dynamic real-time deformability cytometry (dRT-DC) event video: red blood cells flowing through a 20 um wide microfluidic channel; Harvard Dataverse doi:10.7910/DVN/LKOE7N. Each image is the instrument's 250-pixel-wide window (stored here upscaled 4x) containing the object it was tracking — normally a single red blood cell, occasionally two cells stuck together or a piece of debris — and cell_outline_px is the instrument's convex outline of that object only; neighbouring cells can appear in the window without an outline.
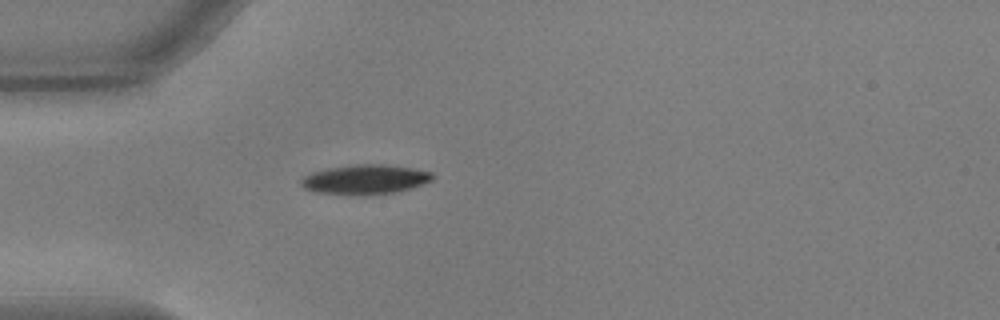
{"species": "common noctule bat (a hibernating species)", "species_latin": "Nyctalus noctula", "temperature_condition": "warm", "stored_images_in_passage": 41, "camera_frame_rate_fps": 3000, "um_per_image_px": 0.085, "animal": {"sex": "male", "body_mass_g": 17.9, "forearm_length_mm": 54.2}, "frame": {"image": 1, "passage_image": 1, "time_ms": 0.0, "image_size_px": [1000, 320], "cell_outline_px": [[436, 176], [432, 180], [424, 184], [396, 192], [320, 192], [304, 188], [300, 184], [300, 180], [304, 176], [312, 172], [328, 168], [356, 164], [384, 164], [412, 168], [432, 172]], "centroid_in_image_um": [31.09, 15.19], "position_along_channel_um": 53.9, "area_um2": 21.68}}
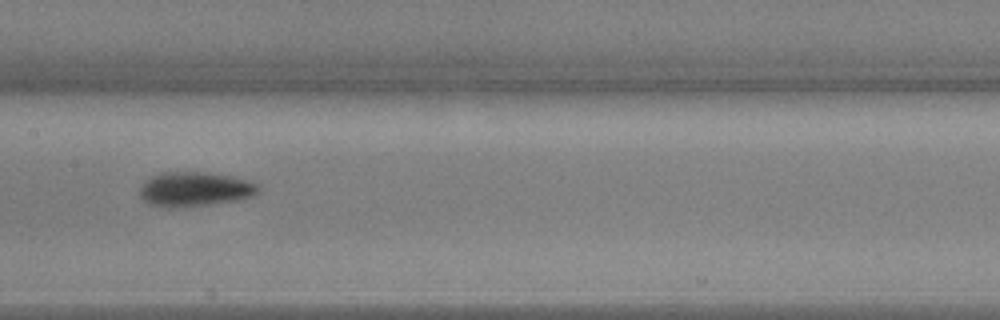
{"frame": {"image": 2, "passage_image": 13, "time_ms": 4.0, "image_size_px": [1000, 320], "cell_outline_px": [[260, 192], [252, 196], [236, 200], [208, 204], [176, 208], [168, 208], [152, 204], [144, 200], [140, 196], [140, 188], [144, 180], [160, 172], [208, 172], [232, 176], [248, 180], [260, 184]], "centroid_in_image_um": [16.58, 16.07], "position_along_channel_um": 190.8, "area_um2": 23.99}}
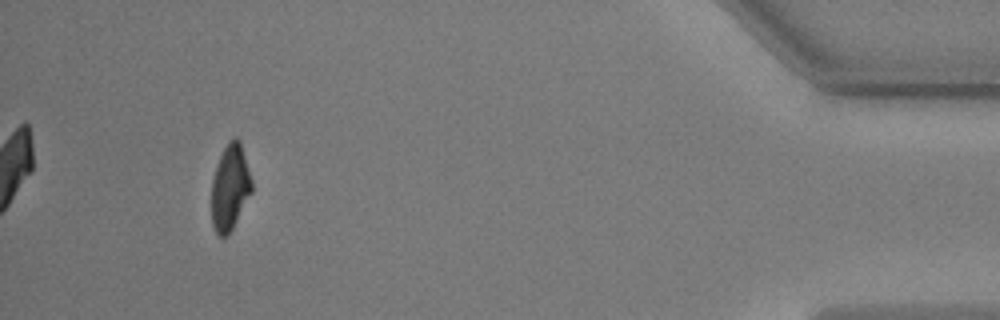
{"frame": {"image": 3, "passage_image": 37, "time_ms": 12.0, "image_size_px": [1000, 320], "cell_outline_px": [[252, 192], [228, 236], [220, 236], [216, 232], [212, 224], [212, 180], [216, 164], [228, 140], [236, 136], [240, 140], [252, 180]], "centroid_in_image_um": [19.56, 15.91], "position_along_channel_um": 415.6, "area_um2": 20.11}, "authors_computed_cell_mechanics": {"area_um2": 22.253, "velocity_mm_per_s": 3.612, "shape_relaxation_time_tau1_ms": 2.7988, "shape_relaxation_time_tau2_ms": 5.3572, "deformation_change_tau1": 0.1407, "deformation_change_tau2": 0.0882}}